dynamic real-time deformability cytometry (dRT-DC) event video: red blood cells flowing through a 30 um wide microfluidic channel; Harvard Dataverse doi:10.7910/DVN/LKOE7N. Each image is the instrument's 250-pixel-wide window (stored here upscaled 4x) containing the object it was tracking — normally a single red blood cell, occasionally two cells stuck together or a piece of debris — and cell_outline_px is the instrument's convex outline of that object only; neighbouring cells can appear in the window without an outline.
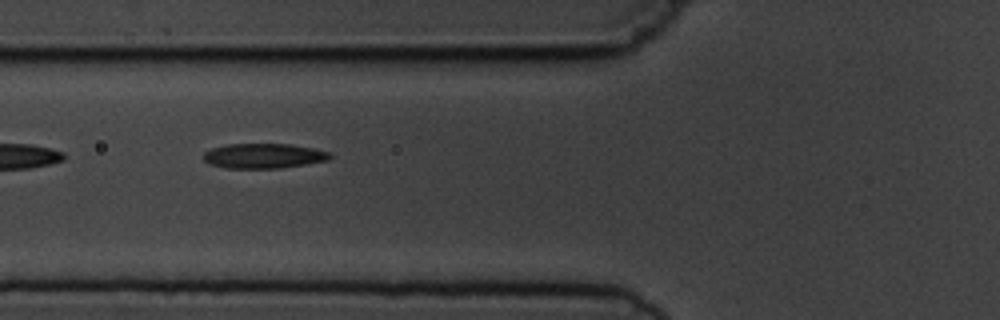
{"species": "common noctule bat (a hibernating species)", "species_latin": "Nyctalus noctula", "temperature_condition": "cold", "stored_images_in_passage": 7, "camera_frame_rate_fps": 3000, "um_per_image_px": 0.085, "animal": {"sex": "male", "body_mass_g": 19.5, "forearm_length_mm": 54.6}, "frame": {"image": 1, "passage_image": 6, "time_ms": 5.667, "image_size_px": [1000, 320], "cell_outline_px": [[332, 156], [328, 160], [280, 168], [224, 168], [208, 164], [204, 160], [204, 152], [212, 148], [228, 144], [292, 144], [316, 148], [332, 152]], "centroid_in_image_um": [22.43, 13.24], "position_along_channel_um": 103.4, "area_um2": 18.5}}
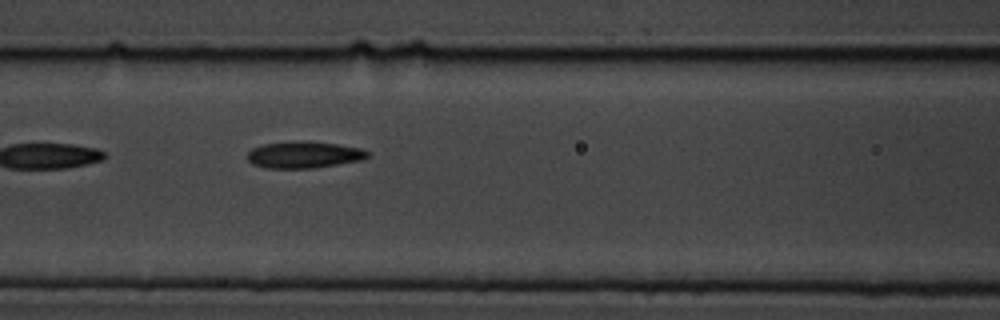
{"frame": {"image": 2, "passage_image": 7, "time_ms": 6.667, "image_size_px": [1000, 320], "cell_outline_px": [[368, 156], [360, 160], [316, 168], [264, 168], [252, 164], [248, 160], [248, 152], [252, 148], [264, 144], [336, 144], [360, 148], [368, 152]], "centroid_in_image_um": [25.81, 13.22], "position_along_channel_um": 140.8, "area_um2": 17.57}}